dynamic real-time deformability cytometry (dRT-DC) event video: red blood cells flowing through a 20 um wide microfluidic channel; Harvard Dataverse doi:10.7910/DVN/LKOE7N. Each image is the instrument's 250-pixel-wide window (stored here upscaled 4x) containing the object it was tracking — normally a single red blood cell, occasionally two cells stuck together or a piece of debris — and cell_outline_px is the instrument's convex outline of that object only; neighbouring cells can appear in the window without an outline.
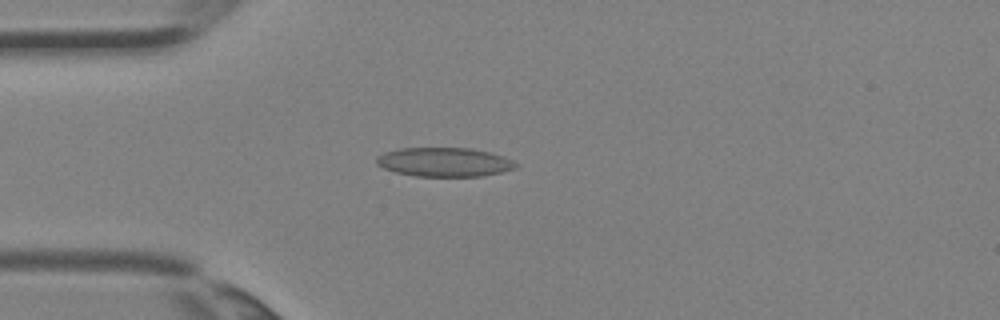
{"species": "Egyptian fruit bat (a non-hibernating species)", "species_latin": "Rousettus aegyptiacus", "temperature_condition": "room temperature", "stored_images_in_passage": 5, "camera_frame_rate_fps": 3000, "um_per_image_px": 0.085, "animal": {"sex": "female"}, "frame": {"image": 1, "passage_image": 5, "time_ms": 1.333, "image_size_px": [1000, 320], "cell_outline_px": [[516, 168], [500, 172], [480, 176], [416, 176], [396, 172], [384, 168], [376, 164], [376, 156], [384, 152], [400, 148], [472, 148], [504, 156], [512, 160], [516, 164]], "centroid_in_image_um": [37.74, 13.77], "position_along_channel_um": 47.3, "area_um2": 23.47}}